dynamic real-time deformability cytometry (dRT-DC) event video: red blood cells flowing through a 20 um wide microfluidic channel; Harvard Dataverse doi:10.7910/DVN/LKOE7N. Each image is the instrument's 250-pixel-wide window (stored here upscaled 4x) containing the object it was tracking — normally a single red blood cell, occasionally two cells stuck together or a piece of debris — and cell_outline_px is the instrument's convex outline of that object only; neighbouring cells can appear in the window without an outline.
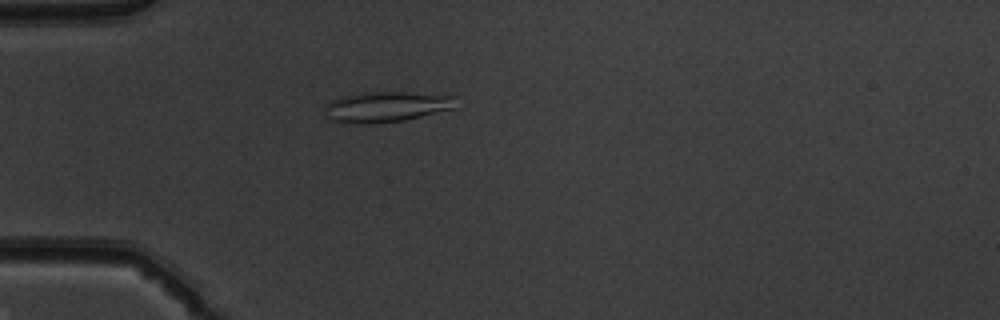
{"species": "common noctule bat (a hibernating species)", "species_latin": "Nyctalus noctula", "temperature_condition": "warm", "stored_images_in_passage": 51, "camera_frame_rate_fps": 3000, "um_per_image_px": 0.085, "animal": {"sex": "male", "body_mass_g": 19.5, "forearm_length_mm": 54.6}, "frame": {"image": 1, "passage_image": 15, "time_ms": 4.667, "image_size_px": [1000, 320], "cell_outline_px": [[460, 108], [404, 120], [332, 120], [324, 116], [324, 108], [332, 100], [340, 96], [360, 92], [404, 92], [456, 96]], "centroid_in_image_um": [32.98, 9.01], "position_along_channel_um": 52.0, "area_um2": 22.6}}
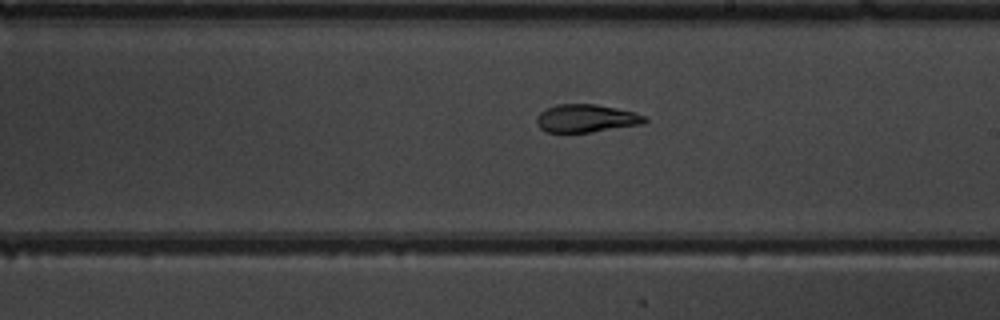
{"frame": {"image": 2, "passage_image": 30, "time_ms": 9.667, "image_size_px": [1000, 320], "cell_outline_px": [[648, 120], [644, 124], [592, 132], [544, 132], [536, 124], [536, 116], [540, 112], [556, 104], [596, 104], [636, 112], [644, 116]], "centroid_in_image_um": [49.82, 10.06], "position_along_channel_um": 239.2, "area_um2": 17.74}}
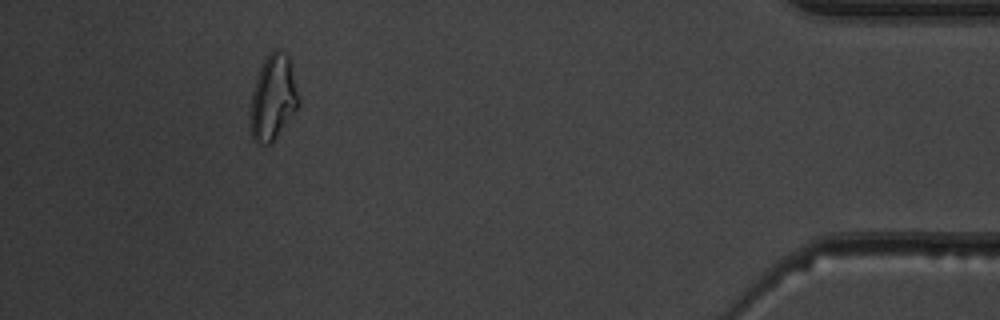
{"frame": {"image": 3, "passage_image": 47, "time_ms": 15.333, "image_size_px": [1000, 320], "cell_outline_px": [[300, 104], [272, 144], [256, 144], [252, 140], [248, 124], [252, 92], [256, 76], [268, 52], [272, 48], [276, 48], [284, 52], [288, 56], [300, 100]], "centroid_in_image_um": [23.17, 8.34], "position_along_channel_um": 412.0, "area_um2": 24.51}, "authors_computed_cell_mechanics": {"area_um2": 20.6924, "velocity_mm_per_s": 4.0035, "shape_relaxation_time_tau1_ms": null, "shape_relaxation_time_tau2_ms": 2.9203, "deformation_change_tau1": null, "deformation_change_tau2": 0.0908}}